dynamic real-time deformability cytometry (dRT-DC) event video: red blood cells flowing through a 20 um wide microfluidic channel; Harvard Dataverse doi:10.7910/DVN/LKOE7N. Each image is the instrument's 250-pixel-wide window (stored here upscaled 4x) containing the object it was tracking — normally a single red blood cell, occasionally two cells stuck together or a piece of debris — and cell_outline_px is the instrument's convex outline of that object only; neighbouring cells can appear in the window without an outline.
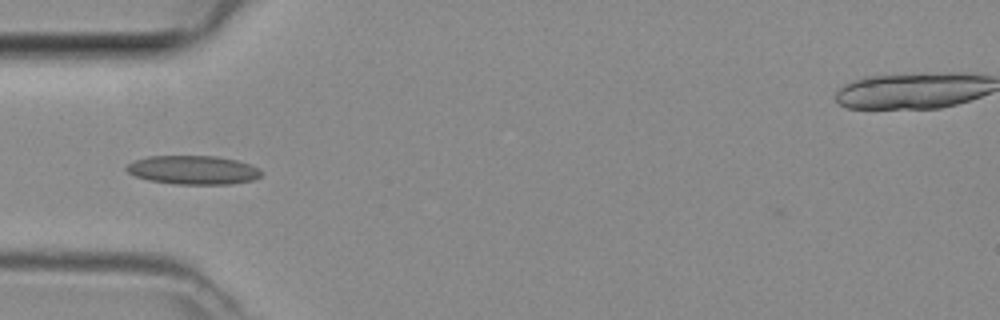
{"species": "common noctule bat (a hibernating species)", "species_latin": "Nyctalus noctula", "temperature_condition": "room temperature", "stored_images_in_passage": 47, "camera_frame_rate_fps": 3000, "um_per_image_px": 0.085, "animal": {"sex": "female", "body_mass_g": 29.2, "forearm_length_mm": 56.3}, "frame": {"image": 1, "passage_image": 15, "time_ms": 4.667, "image_size_px": [1000, 320], "cell_outline_px": [[264, 172], [260, 176], [252, 180], [232, 184], [176, 184], [148, 180], [136, 176], [128, 172], [124, 168], [128, 164], [136, 160], [148, 156], [216, 156], [236, 160], [252, 164]], "centroid_in_image_um": [16.44, 14.45], "position_along_channel_um": 68.6, "area_um2": 22.66}}
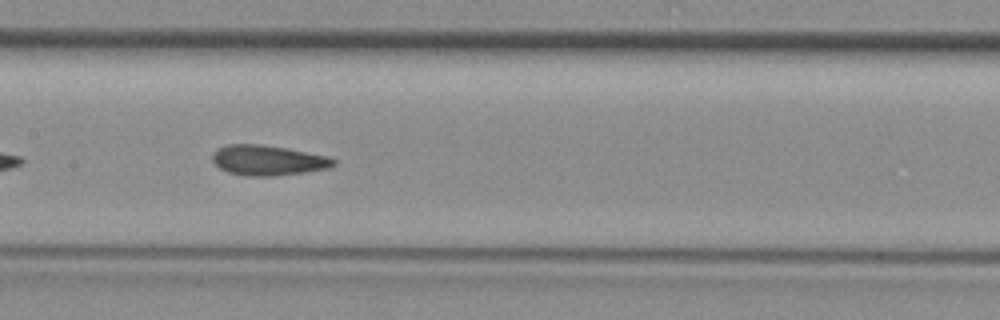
{"frame": {"image": 2, "passage_image": 23, "time_ms": 7.333, "image_size_px": [1000, 320], "cell_outline_px": [[336, 164], [328, 168], [304, 172], [276, 176], [244, 176], [228, 172], [220, 168], [212, 160], [212, 156], [216, 148], [228, 144], [260, 144], [288, 148], [328, 156], [336, 160]], "centroid_in_image_um": [22.77, 13.62], "position_along_channel_um": 184.6, "area_um2": 21.44}}
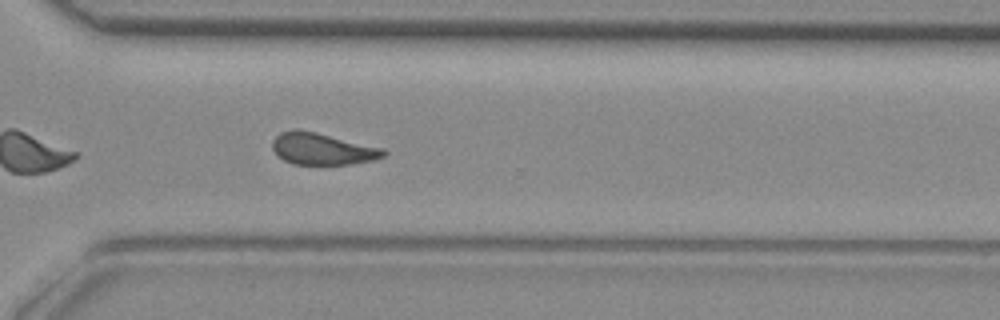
{"frame": {"image": 3, "passage_image": 34, "time_ms": 11.0, "image_size_px": [1000, 320], "cell_outline_px": [[388, 152], [384, 156], [372, 160], [348, 164], [292, 164], [284, 160], [272, 148], [272, 140], [280, 132], [296, 128], [316, 132], [384, 148]], "centroid_in_image_um": [27.39, 12.64], "position_along_channel_um": 343.2, "area_um2": 20.52}}